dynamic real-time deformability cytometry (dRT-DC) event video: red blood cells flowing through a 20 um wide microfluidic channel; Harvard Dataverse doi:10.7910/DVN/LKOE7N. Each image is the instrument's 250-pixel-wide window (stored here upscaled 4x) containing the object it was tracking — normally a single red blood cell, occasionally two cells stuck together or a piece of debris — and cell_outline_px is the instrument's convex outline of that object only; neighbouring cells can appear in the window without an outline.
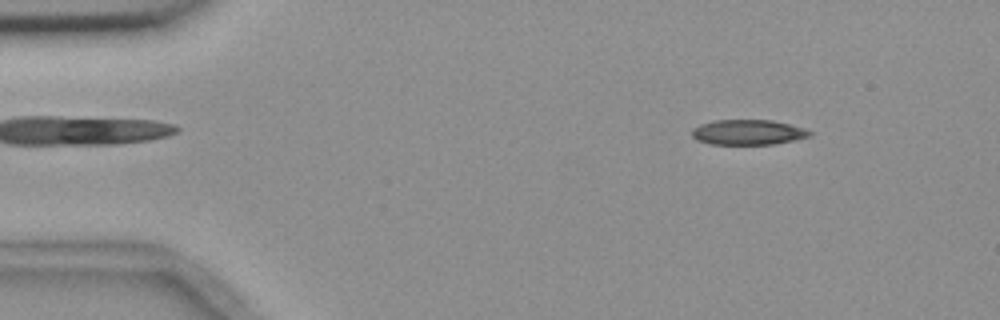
{"species": "common noctule bat (a hibernating species)", "species_latin": "Nyctalus noctula", "temperature_condition": "room temperature", "stored_images_in_passage": 54, "camera_frame_rate_fps": 3000, "um_per_image_px": 0.085, "animal": {"sex": "female", "body_mass_g": 18.4}, "frame": {"image": 1, "passage_image": 6, "time_ms": 1.667, "image_size_px": [1000, 320], "cell_outline_px": [[812, 136], [796, 140], [772, 144], [708, 144], [696, 140], [692, 136], [692, 128], [700, 124], [716, 120], [772, 120], [804, 128], [812, 132]], "centroid_in_image_um": [63.57, 11.24], "position_along_channel_um": 21.4, "area_um2": 17.34}}
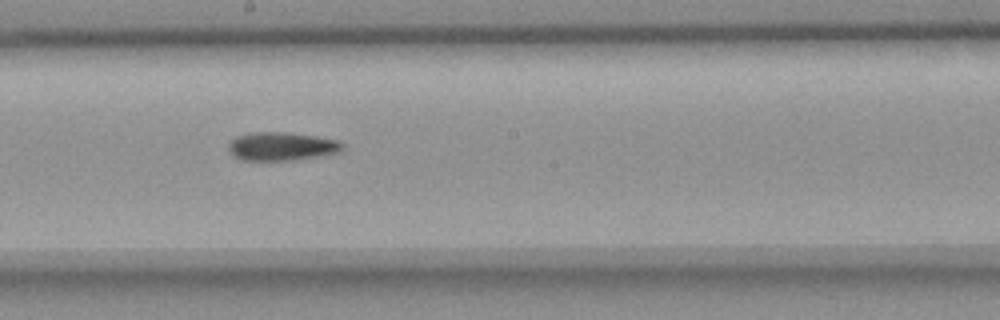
{"frame": {"image": 2, "passage_image": 29, "time_ms": 9.333, "image_size_px": [1000, 320], "cell_outline_px": [[344, 148], [340, 152], [316, 156], [288, 160], [244, 160], [236, 156], [228, 148], [228, 144], [236, 136], [252, 132], [288, 132], [316, 136], [340, 140], [344, 144]], "centroid_in_image_um": [23.98, 12.42], "position_along_channel_um": 224.2, "area_um2": 18.73}}
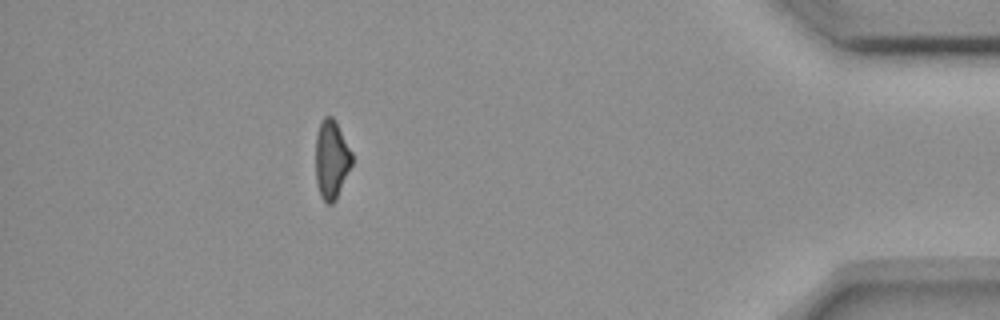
{"frame": {"image": 3, "passage_image": 48, "time_ms": 15.667, "image_size_px": [1000, 320], "cell_outline_px": [[352, 164], [336, 200], [332, 204], [328, 204], [320, 196], [316, 180], [316, 132], [320, 120], [324, 116], [332, 116], [336, 120], [352, 152]], "centroid_in_image_um": [28.17, 13.52], "position_along_channel_um": 407.0, "area_um2": 16.88}}